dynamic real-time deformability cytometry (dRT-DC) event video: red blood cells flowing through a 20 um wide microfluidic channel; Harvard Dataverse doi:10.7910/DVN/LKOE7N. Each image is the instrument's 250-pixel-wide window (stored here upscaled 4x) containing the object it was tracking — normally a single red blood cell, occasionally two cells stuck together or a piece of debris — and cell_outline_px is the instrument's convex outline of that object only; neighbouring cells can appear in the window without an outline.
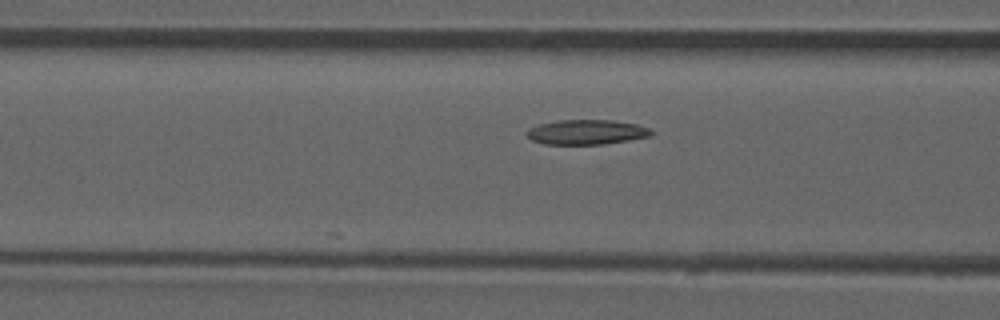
{"species": "common noctule bat (a hibernating species)", "species_latin": "Nyctalus noctula", "temperature_condition": "room temperature", "stored_images_in_passage": 22, "camera_frame_rate_fps": 3000, "um_per_image_px": 0.085, "animal": {"sex": "male", "forearm_length_mm": 52.5}, "frame": {"image": 1, "passage_image": 11, "time_ms": 3.333, "image_size_px": [1000, 320], "cell_outline_px": [[652, 136], [604, 144], [544, 144], [532, 140], [524, 132], [528, 128], [540, 124], [556, 120], [612, 120], [636, 124], [648, 128], [652, 132]], "centroid_in_image_um": [49.82, 11.23], "position_along_channel_um": 116.8, "area_um2": 17.98}}